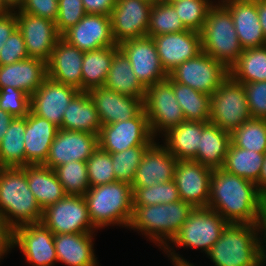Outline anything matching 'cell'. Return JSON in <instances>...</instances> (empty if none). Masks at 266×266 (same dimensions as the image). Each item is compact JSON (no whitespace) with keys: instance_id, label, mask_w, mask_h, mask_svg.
Instances as JSON below:
<instances>
[{"instance_id":"52a82bcc","label":"cell","mask_w":266,"mask_h":266,"mask_svg":"<svg viewBox=\"0 0 266 266\" xmlns=\"http://www.w3.org/2000/svg\"><path fill=\"white\" fill-rule=\"evenodd\" d=\"M250 119L244 87L229 76L211 95L209 122L232 133Z\"/></svg>"},{"instance_id":"6f0895ef","label":"cell","mask_w":266,"mask_h":266,"mask_svg":"<svg viewBox=\"0 0 266 266\" xmlns=\"http://www.w3.org/2000/svg\"><path fill=\"white\" fill-rule=\"evenodd\" d=\"M255 3L258 11L259 23L266 37V0H255Z\"/></svg>"},{"instance_id":"74e56055","label":"cell","mask_w":266,"mask_h":266,"mask_svg":"<svg viewBox=\"0 0 266 266\" xmlns=\"http://www.w3.org/2000/svg\"><path fill=\"white\" fill-rule=\"evenodd\" d=\"M172 86L185 121L209 122L211 95L204 94L173 80Z\"/></svg>"},{"instance_id":"8992f818","label":"cell","mask_w":266,"mask_h":266,"mask_svg":"<svg viewBox=\"0 0 266 266\" xmlns=\"http://www.w3.org/2000/svg\"><path fill=\"white\" fill-rule=\"evenodd\" d=\"M200 36L202 52L228 68L243 52L230 11L220 1L209 10Z\"/></svg>"},{"instance_id":"7bdbcfd3","label":"cell","mask_w":266,"mask_h":266,"mask_svg":"<svg viewBox=\"0 0 266 266\" xmlns=\"http://www.w3.org/2000/svg\"><path fill=\"white\" fill-rule=\"evenodd\" d=\"M133 206L169 204L181 200L174 180L149 187H132Z\"/></svg>"},{"instance_id":"94428289","label":"cell","mask_w":266,"mask_h":266,"mask_svg":"<svg viewBox=\"0 0 266 266\" xmlns=\"http://www.w3.org/2000/svg\"><path fill=\"white\" fill-rule=\"evenodd\" d=\"M143 1H146V2H148L150 4H155V3L161 2L163 0H143Z\"/></svg>"},{"instance_id":"4dcf8cb0","label":"cell","mask_w":266,"mask_h":266,"mask_svg":"<svg viewBox=\"0 0 266 266\" xmlns=\"http://www.w3.org/2000/svg\"><path fill=\"white\" fill-rule=\"evenodd\" d=\"M21 168L25 171L28 186L42 210L66 196L53 169L38 164Z\"/></svg>"},{"instance_id":"ac0fdd59","label":"cell","mask_w":266,"mask_h":266,"mask_svg":"<svg viewBox=\"0 0 266 266\" xmlns=\"http://www.w3.org/2000/svg\"><path fill=\"white\" fill-rule=\"evenodd\" d=\"M98 146L97 134L59 128L43 165L54 170L71 161L86 162Z\"/></svg>"},{"instance_id":"d6986e66","label":"cell","mask_w":266,"mask_h":266,"mask_svg":"<svg viewBox=\"0 0 266 266\" xmlns=\"http://www.w3.org/2000/svg\"><path fill=\"white\" fill-rule=\"evenodd\" d=\"M61 38L83 52L102 47L118 46L113 38L110 15L87 13Z\"/></svg>"},{"instance_id":"11a10c76","label":"cell","mask_w":266,"mask_h":266,"mask_svg":"<svg viewBox=\"0 0 266 266\" xmlns=\"http://www.w3.org/2000/svg\"><path fill=\"white\" fill-rule=\"evenodd\" d=\"M172 248V249H171ZM174 246L167 245L164 249H162L167 256L170 257V262L173 263L174 266H195L193 263L187 262V260L182 257L180 254L175 253L176 251L173 250Z\"/></svg>"},{"instance_id":"484cf974","label":"cell","mask_w":266,"mask_h":266,"mask_svg":"<svg viewBox=\"0 0 266 266\" xmlns=\"http://www.w3.org/2000/svg\"><path fill=\"white\" fill-rule=\"evenodd\" d=\"M59 127L47 119L35 115L31 110L26 115L24 133L25 166L43 165Z\"/></svg>"},{"instance_id":"83f0119b","label":"cell","mask_w":266,"mask_h":266,"mask_svg":"<svg viewBox=\"0 0 266 266\" xmlns=\"http://www.w3.org/2000/svg\"><path fill=\"white\" fill-rule=\"evenodd\" d=\"M94 233L55 234L57 261L67 266H98L93 245Z\"/></svg>"},{"instance_id":"60d3db41","label":"cell","mask_w":266,"mask_h":266,"mask_svg":"<svg viewBox=\"0 0 266 266\" xmlns=\"http://www.w3.org/2000/svg\"><path fill=\"white\" fill-rule=\"evenodd\" d=\"M176 10L187 30L201 32L209 10L216 3L210 0H167Z\"/></svg>"},{"instance_id":"8fae6325","label":"cell","mask_w":266,"mask_h":266,"mask_svg":"<svg viewBox=\"0 0 266 266\" xmlns=\"http://www.w3.org/2000/svg\"><path fill=\"white\" fill-rule=\"evenodd\" d=\"M168 76L174 82L212 95L229 77V68L224 63L202 52L197 57L188 59L177 66Z\"/></svg>"},{"instance_id":"2e32d148","label":"cell","mask_w":266,"mask_h":266,"mask_svg":"<svg viewBox=\"0 0 266 266\" xmlns=\"http://www.w3.org/2000/svg\"><path fill=\"white\" fill-rule=\"evenodd\" d=\"M17 28L22 33L29 57L49 61L52 51L61 38L56 23L22 11H16Z\"/></svg>"},{"instance_id":"836d02e7","label":"cell","mask_w":266,"mask_h":266,"mask_svg":"<svg viewBox=\"0 0 266 266\" xmlns=\"http://www.w3.org/2000/svg\"><path fill=\"white\" fill-rule=\"evenodd\" d=\"M119 50V46L102 47L96 50L84 52L82 62V91L104 86L113 55Z\"/></svg>"},{"instance_id":"5b68a950","label":"cell","mask_w":266,"mask_h":266,"mask_svg":"<svg viewBox=\"0 0 266 266\" xmlns=\"http://www.w3.org/2000/svg\"><path fill=\"white\" fill-rule=\"evenodd\" d=\"M132 186L126 182L89 187L84 194L93 226L99 230L105 226L129 227L133 215Z\"/></svg>"},{"instance_id":"ee69618b","label":"cell","mask_w":266,"mask_h":266,"mask_svg":"<svg viewBox=\"0 0 266 266\" xmlns=\"http://www.w3.org/2000/svg\"><path fill=\"white\" fill-rule=\"evenodd\" d=\"M149 146H135L122 152L111 153L116 181L132 184L137 167Z\"/></svg>"},{"instance_id":"ffe728a7","label":"cell","mask_w":266,"mask_h":266,"mask_svg":"<svg viewBox=\"0 0 266 266\" xmlns=\"http://www.w3.org/2000/svg\"><path fill=\"white\" fill-rule=\"evenodd\" d=\"M156 45L160 63L167 74L188 59L202 53L199 32L184 30L152 37Z\"/></svg>"},{"instance_id":"91938a15","label":"cell","mask_w":266,"mask_h":266,"mask_svg":"<svg viewBox=\"0 0 266 266\" xmlns=\"http://www.w3.org/2000/svg\"><path fill=\"white\" fill-rule=\"evenodd\" d=\"M24 0H2V12L19 9Z\"/></svg>"},{"instance_id":"d6a6232c","label":"cell","mask_w":266,"mask_h":266,"mask_svg":"<svg viewBox=\"0 0 266 266\" xmlns=\"http://www.w3.org/2000/svg\"><path fill=\"white\" fill-rule=\"evenodd\" d=\"M104 87L143 102L145 100L146 88L137 79L129 59L120 49L113 55Z\"/></svg>"},{"instance_id":"b9f144b4","label":"cell","mask_w":266,"mask_h":266,"mask_svg":"<svg viewBox=\"0 0 266 266\" xmlns=\"http://www.w3.org/2000/svg\"><path fill=\"white\" fill-rule=\"evenodd\" d=\"M66 195L84 196L90 187L86 162L71 161L54 169Z\"/></svg>"},{"instance_id":"f6af8a7d","label":"cell","mask_w":266,"mask_h":266,"mask_svg":"<svg viewBox=\"0 0 266 266\" xmlns=\"http://www.w3.org/2000/svg\"><path fill=\"white\" fill-rule=\"evenodd\" d=\"M90 187H96L116 181L111 153L99 146L86 161Z\"/></svg>"},{"instance_id":"680465c9","label":"cell","mask_w":266,"mask_h":266,"mask_svg":"<svg viewBox=\"0 0 266 266\" xmlns=\"http://www.w3.org/2000/svg\"><path fill=\"white\" fill-rule=\"evenodd\" d=\"M255 184L257 185L258 191L266 198V153L263 159L259 180Z\"/></svg>"},{"instance_id":"3957f363","label":"cell","mask_w":266,"mask_h":266,"mask_svg":"<svg viewBox=\"0 0 266 266\" xmlns=\"http://www.w3.org/2000/svg\"><path fill=\"white\" fill-rule=\"evenodd\" d=\"M0 215L11 232L22 225L41 223L43 210L21 167H0Z\"/></svg>"},{"instance_id":"7402d4cb","label":"cell","mask_w":266,"mask_h":266,"mask_svg":"<svg viewBox=\"0 0 266 266\" xmlns=\"http://www.w3.org/2000/svg\"><path fill=\"white\" fill-rule=\"evenodd\" d=\"M177 159L157 141L143 155L137 167L132 187H149L173 180Z\"/></svg>"},{"instance_id":"f546056e","label":"cell","mask_w":266,"mask_h":266,"mask_svg":"<svg viewBox=\"0 0 266 266\" xmlns=\"http://www.w3.org/2000/svg\"><path fill=\"white\" fill-rule=\"evenodd\" d=\"M101 127L96 106L88 92L79 91L64 111L59 128L99 135Z\"/></svg>"},{"instance_id":"681fc988","label":"cell","mask_w":266,"mask_h":266,"mask_svg":"<svg viewBox=\"0 0 266 266\" xmlns=\"http://www.w3.org/2000/svg\"><path fill=\"white\" fill-rule=\"evenodd\" d=\"M28 57L24 38L17 28L0 50V65H10Z\"/></svg>"},{"instance_id":"1f68e13d","label":"cell","mask_w":266,"mask_h":266,"mask_svg":"<svg viewBox=\"0 0 266 266\" xmlns=\"http://www.w3.org/2000/svg\"><path fill=\"white\" fill-rule=\"evenodd\" d=\"M231 144V133L208 123L202 130L195 161L208 168L219 169Z\"/></svg>"},{"instance_id":"603a6c76","label":"cell","mask_w":266,"mask_h":266,"mask_svg":"<svg viewBox=\"0 0 266 266\" xmlns=\"http://www.w3.org/2000/svg\"><path fill=\"white\" fill-rule=\"evenodd\" d=\"M88 94L96 106L102 126L127 121L144 108L141 99L120 94L104 86L90 89Z\"/></svg>"},{"instance_id":"d4e9b609","label":"cell","mask_w":266,"mask_h":266,"mask_svg":"<svg viewBox=\"0 0 266 266\" xmlns=\"http://www.w3.org/2000/svg\"><path fill=\"white\" fill-rule=\"evenodd\" d=\"M220 2L230 11L243 50L266 45V37L259 23L255 0H221Z\"/></svg>"},{"instance_id":"4fadbf2b","label":"cell","mask_w":266,"mask_h":266,"mask_svg":"<svg viewBox=\"0 0 266 266\" xmlns=\"http://www.w3.org/2000/svg\"><path fill=\"white\" fill-rule=\"evenodd\" d=\"M19 247L32 266H54L57 261L54 234L42 223L26 224L11 232V248Z\"/></svg>"},{"instance_id":"5bb4252c","label":"cell","mask_w":266,"mask_h":266,"mask_svg":"<svg viewBox=\"0 0 266 266\" xmlns=\"http://www.w3.org/2000/svg\"><path fill=\"white\" fill-rule=\"evenodd\" d=\"M118 46L129 59L133 72L145 88L168 77L160 63L154 40L150 36L128 39Z\"/></svg>"},{"instance_id":"4316f807","label":"cell","mask_w":266,"mask_h":266,"mask_svg":"<svg viewBox=\"0 0 266 266\" xmlns=\"http://www.w3.org/2000/svg\"><path fill=\"white\" fill-rule=\"evenodd\" d=\"M47 78V63L28 57L10 65H0V89L11 86L32 95Z\"/></svg>"},{"instance_id":"6125c7cd","label":"cell","mask_w":266,"mask_h":266,"mask_svg":"<svg viewBox=\"0 0 266 266\" xmlns=\"http://www.w3.org/2000/svg\"><path fill=\"white\" fill-rule=\"evenodd\" d=\"M0 12H2V0H0Z\"/></svg>"},{"instance_id":"44dd1931","label":"cell","mask_w":266,"mask_h":266,"mask_svg":"<svg viewBox=\"0 0 266 266\" xmlns=\"http://www.w3.org/2000/svg\"><path fill=\"white\" fill-rule=\"evenodd\" d=\"M78 92L79 90L73 86L56 82L47 77L30 96V110L35 115L60 127L64 111Z\"/></svg>"},{"instance_id":"7dc6e473","label":"cell","mask_w":266,"mask_h":266,"mask_svg":"<svg viewBox=\"0 0 266 266\" xmlns=\"http://www.w3.org/2000/svg\"><path fill=\"white\" fill-rule=\"evenodd\" d=\"M82 0H58L56 28L60 35L75 26L85 15Z\"/></svg>"},{"instance_id":"f1b7e54d","label":"cell","mask_w":266,"mask_h":266,"mask_svg":"<svg viewBox=\"0 0 266 266\" xmlns=\"http://www.w3.org/2000/svg\"><path fill=\"white\" fill-rule=\"evenodd\" d=\"M209 122L184 121L168 129L164 136V147L177 160H193L199 149L200 136Z\"/></svg>"},{"instance_id":"ab89813d","label":"cell","mask_w":266,"mask_h":266,"mask_svg":"<svg viewBox=\"0 0 266 266\" xmlns=\"http://www.w3.org/2000/svg\"><path fill=\"white\" fill-rule=\"evenodd\" d=\"M231 142L239 148L266 153V119L247 120L231 133Z\"/></svg>"},{"instance_id":"bcb514c9","label":"cell","mask_w":266,"mask_h":266,"mask_svg":"<svg viewBox=\"0 0 266 266\" xmlns=\"http://www.w3.org/2000/svg\"><path fill=\"white\" fill-rule=\"evenodd\" d=\"M0 109L14 117H25L30 112V95L11 86L0 89Z\"/></svg>"},{"instance_id":"9a60e30c","label":"cell","mask_w":266,"mask_h":266,"mask_svg":"<svg viewBox=\"0 0 266 266\" xmlns=\"http://www.w3.org/2000/svg\"><path fill=\"white\" fill-rule=\"evenodd\" d=\"M213 170L193 160H178L173 180L182 201L193 208H207Z\"/></svg>"},{"instance_id":"277c9868","label":"cell","mask_w":266,"mask_h":266,"mask_svg":"<svg viewBox=\"0 0 266 266\" xmlns=\"http://www.w3.org/2000/svg\"><path fill=\"white\" fill-rule=\"evenodd\" d=\"M193 209L190 204L182 200L169 204L133 206V215L128 228L149 237L148 239L158 244L162 250L177 235Z\"/></svg>"},{"instance_id":"db71d44e","label":"cell","mask_w":266,"mask_h":266,"mask_svg":"<svg viewBox=\"0 0 266 266\" xmlns=\"http://www.w3.org/2000/svg\"><path fill=\"white\" fill-rule=\"evenodd\" d=\"M11 231L6 227L0 215V260L11 250Z\"/></svg>"},{"instance_id":"d590c367","label":"cell","mask_w":266,"mask_h":266,"mask_svg":"<svg viewBox=\"0 0 266 266\" xmlns=\"http://www.w3.org/2000/svg\"><path fill=\"white\" fill-rule=\"evenodd\" d=\"M265 153L235 146L232 142L221 169L256 183L259 180Z\"/></svg>"},{"instance_id":"7a4b0ae2","label":"cell","mask_w":266,"mask_h":266,"mask_svg":"<svg viewBox=\"0 0 266 266\" xmlns=\"http://www.w3.org/2000/svg\"><path fill=\"white\" fill-rule=\"evenodd\" d=\"M206 255L214 266H264L266 224L229 223Z\"/></svg>"},{"instance_id":"6da1fadb","label":"cell","mask_w":266,"mask_h":266,"mask_svg":"<svg viewBox=\"0 0 266 266\" xmlns=\"http://www.w3.org/2000/svg\"><path fill=\"white\" fill-rule=\"evenodd\" d=\"M208 208L228 223L266 224V198L257 185L221 168L211 175Z\"/></svg>"},{"instance_id":"e575fe53","label":"cell","mask_w":266,"mask_h":266,"mask_svg":"<svg viewBox=\"0 0 266 266\" xmlns=\"http://www.w3.org/2000/svg\"><path fill=\"white\" fill-rule=\"evenodd\" d=\"M229 76L239 83L266 81V45L244 49L230 66Z\"/></svg>"},{"instance_id":"f907efd6","label":"cell","mask_w":266,"mask_h":266,"mask_svg":"<svg viewBox=\"0 0 266 266\" xmlns=\"http://www.w3.org/2000/svg\"><path fill=\"white\" fill-rule=\"evenodd\" d=\"M16 11L42 17L56 22L58 17V0H24Z\"/></svg>"},{"instance_id":"816d5d0a","label":"cell","mask_w":266,"mask_h":266,"mask_svg":"<svg viewBox=\"0 0 266 266\" xmlns=\"http://www.w3.org/2000/svg\"><path fill=\"white\" fill-rule=\"evenodd\" d=\"M17 29L16 11L0 12V50L13 31Z\"/></svg>"},{"instance_id":"cb8c5ba5","label":"cell","mask_w":266,"mask_h":266,"mask_svg":"<svg viewBox=\"0 0 266 266\" xmlns=\"http://www.w3.org/2000/svg\"><path fill=\"white\" fill-rule=\"evenodd\" d=\"M84 52L60 38L47 62V77L82 91Z\"/></svg>"},{"instance_id":"ba28073f","label":"cell","mask_w":266,"mask_h":266,"mask_svg":"<svg viewBox=\"0 0 266 266\" xmlns=\"http://www.w3.org/2000/svg\"><path fill=\"white\" fill-rule=\"evenodd\" d=\"M143 107L151 134L155 139L160 133L162 135L168 129L185 121L183 111L173 91L172 79L169 76L146 88Z\"/></svg>"},{"instance_id":"e0dca14e","label":"cell","mask_w":266,"mask_h":266,"mask_svg":"<svg viewBox=\"0 0 266 266\" xmlns=\"http://www.w3.org/2000/svg\"><path fill=\"white\" fill-rule=\"evenodd\" d=\"M152 4L143 0H117L110 15L113 38L121 42L147 35Z\"/></svg>"},{"instance_id":"f5cc1de1","label":"cell","mask_w":266,"mask_h":266,"mask_svg":"<svg viewBox=\"0 0 266 266\" xmlns=\"http://www.w3.org/2000/svg\"><path fill=\"white\" fill-rule=\"evenodd\" d=\"M117 0H82L86 13L111 15Z\"/></svg>"},{"instance_id":"9c48e42d","label":"cell","mask_w":266,"mask_h":266,"mask_svg":"<svg viewBox=\"0 0 266 266\" xmlns=\"http://www.w3.org/2000/svg\"><path fill=\"white\" fill-rule=\"evenodd\" d=\"M228 224L219 213L208 207L194 208L169 244L173 243L177 248L200 249L207 254Z\"/></svg>"},{"instance_id":"30bf717a","label":"cell","mask_w":266,"mask_h":266,"mask_svg":"<svg viewBox=\"0 0 266 266\" xmlns=\"http://www.w3.org/2000/svg\"><path fill=\"white\" fill-rule=\"evenodd\" d=\"M41 223L55 234L95 233L84 196L66 195L43 210Z\"/></svg>"},{"instance_id":"f35d334b","label":"cell","mask_w":266,"mask_h":266,"mask_svg":"<svg viewBox=\"0 0 266 266\" xmlns=\"http://www.w3.org/2000/svg\"><path fill=\"white\" fill-rule=\"evenodd\" d=\"M187 30L177 15L174 7L167 1L152 4L147 36L177 33Z\"/></svg>"},{"instance_id":"7c38bea8","label":"cell","mask_w":266,"mask_h":266,"mask_svg":"<svg viewBox=\"0 0 266 266\" xmlns=\"http://www.w3.org/2000/svg\"><path fill=\"white\" fill-rule=\"evenodd\" d=\"M154 141L144 108L127 121L103 125L98 135L99 147L109 153L150 146Z\"/></svg>"},{"instance_id":"c3c4849f","label":"cell","mask_w":266,"mask_h":266,"mask_svg":"<svg viewBox=\"0 0 266 266\" xmlns=\"http://www.w3.org/2000/svg\"><path fill=\"white\" fill-rule=\"evenodd\" d=\"M251 118L266 119V81L242 83Z\"/></svg>"},{"instance_id":"9f6ffc18","label":"cell","mask_w":266,"mask_h":266,"mask_svg":"<svg viewBox=\"0 0 266 266\" xmlns=\"http://www.w3.org/2000/svg\"><path fill=\"white\" fill-rule=\"evenodd\" d=\"M14 116L9 114L7 111L0 109V142L3 136L6 134L7 128L10 123L14 120Z\"/></svg>"},{"instance_id":"8d00e7d4","label":"cell","mask_w":266,"mask_h":266,"mask_svg":"<svg viewBox=\"0 0 266 266\" xmlns=\"http://www.w3.org/2000/svg\"><path fill=\"white\" fill-rule=\"evenodd\" d=\"M26 116L15 117L0 142V167H25Z\"/></svg>"}]
</instances>
